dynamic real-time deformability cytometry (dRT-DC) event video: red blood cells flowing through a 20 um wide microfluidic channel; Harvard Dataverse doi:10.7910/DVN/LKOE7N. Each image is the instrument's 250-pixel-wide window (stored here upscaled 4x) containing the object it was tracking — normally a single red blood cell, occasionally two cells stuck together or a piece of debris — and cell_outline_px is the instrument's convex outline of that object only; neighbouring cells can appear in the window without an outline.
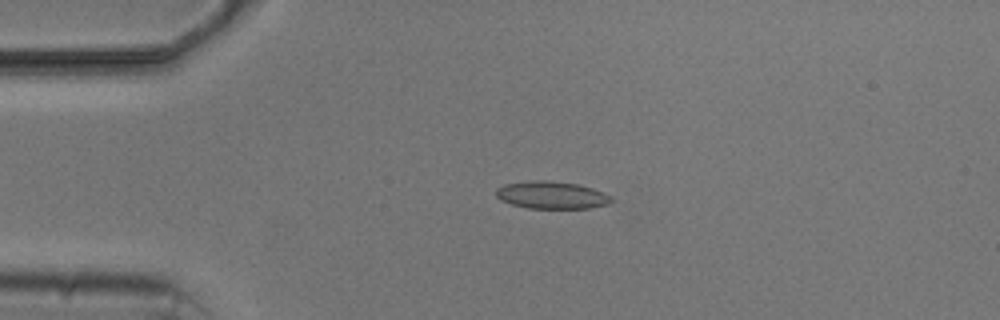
{"species": "common noctule bat (a hibernating species)", "species_latin": "Nyctalus noctula", "temperature_condition": "cold", "stored_images_in_passage": 5, "camera_frame_rate_fps": 3000, "um_per_image_px": 0.085, "animal": {"sex": "male", "body_mass_g": 20.5, "forearm_length_mm": 52.5}, "frame": {"image": 1, "passage_image": 4, "time_ms": 3.667, "image_size_px": [1000, 320], "cell_outline_px": [[612, 200], [608, 204], [588, 208], [528, 208], [512, 204], [500, 200], [496, 196], [496, 188], [504, 184], [532, 180], [544, 180], [580, 184], [592, 188], [612, 196]], "centroid_in_image_um": [46.87, 16.57], "position_along_channel_um": 38.1, "area_um2": 18.44}}